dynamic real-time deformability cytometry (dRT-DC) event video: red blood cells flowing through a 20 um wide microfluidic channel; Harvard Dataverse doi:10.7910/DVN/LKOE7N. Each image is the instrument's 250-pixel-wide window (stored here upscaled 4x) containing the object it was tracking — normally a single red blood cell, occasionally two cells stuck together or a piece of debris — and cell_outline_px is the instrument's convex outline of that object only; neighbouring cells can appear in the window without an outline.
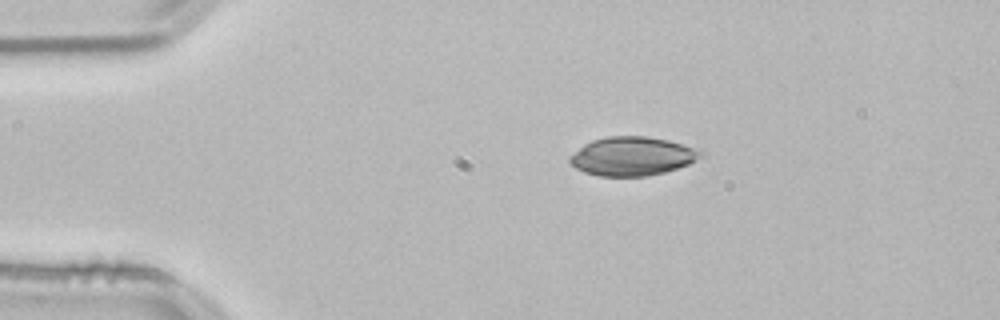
{"species": "common noctule bat (a hibernating species)", "species_latin": "Nyctalus noctula", "temperature_condition": "room temperature", "stored_images_in_passage": 44, "camera_frame_rate_fps": 3000, "um_per_image_px": 0.085, "animal": {"sex": "male", "body_mass_g": 21.5, "forearm_length_mm": 52.0}, "frame": {"image": 1, "passage_image": 1, "time_ms": 0.0, "image_size_px": [1000, 320], "cell_outline_px": [[704, 156], [688, 164], [664, 172], [648, 176], [600, 176], [584, 172], [576, 168], [568, 160], [568, 156], [584, 144], [592, 140], [608, 136], [648, 136], [668, 140], [684, 144], [704, 152]], "centroid_in_image_um": [53.73, 13.27], "position_along_channel_um": 31.3, "area_um2": 29.65}}
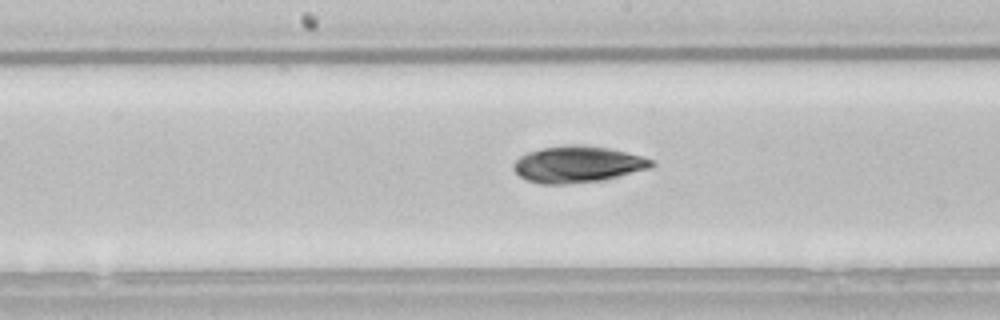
{"frame": {"image": 2, "passage_image": 18, "time_ms": 5.667, "image_size_px": [1000, 320], "cell_outline_px": [[656, 164], [648, 168], [604, 180], [564, 184], [540, 184], [528, 180], [520, 176], [512, 168], [512, 164], [520, 156], [528, 152], [540, 148], [568, 144], [580, 144], [608, 148], [640, 156], [652, 160]], "centroid_in_image_um": [49.05, 13.96], "position_along_channel_um": 199.2, "area_um2": 29.19}}
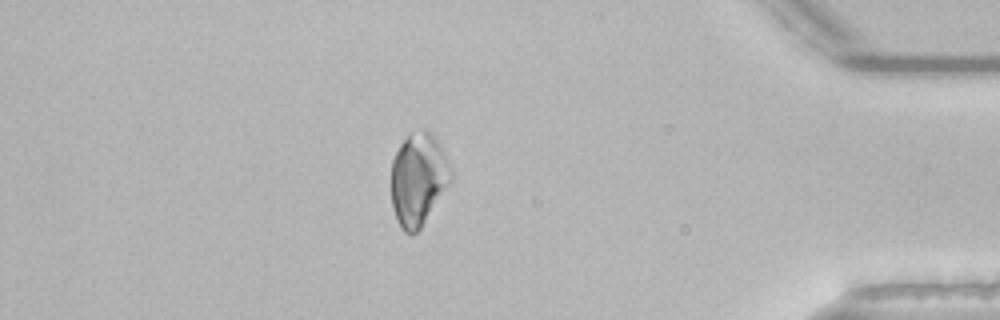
{"frame": {"image": 3, "passage_image": 37, "time_ms": 12.0, "image_size_px": [1000, 320], "cell_outline_px": [[452, 176], [448, 184], [420, 228], [416, 232], [404, 232], [400, 228], [396, 220], [392, 208], [392, 160], [400, 144], [412, 132], [420, 128], [428, 128], [432, 132], [452, 168]], "centroid_in_image_um": [35.54, 15.19], "position_along_channel_um": 399.7, "area_um2": 31.85}, "authors_computed_cell_mechanics": {"area_um2": 29.5647, "velocity_mm_per_s": 3.8118, "shape_relaxation_time_tau1_ms": 5.4135, "shape_relaxation_time_tau2_ms": null, "deformation_change_tau1": 0.1029, "deformation_change_tau2": null}}